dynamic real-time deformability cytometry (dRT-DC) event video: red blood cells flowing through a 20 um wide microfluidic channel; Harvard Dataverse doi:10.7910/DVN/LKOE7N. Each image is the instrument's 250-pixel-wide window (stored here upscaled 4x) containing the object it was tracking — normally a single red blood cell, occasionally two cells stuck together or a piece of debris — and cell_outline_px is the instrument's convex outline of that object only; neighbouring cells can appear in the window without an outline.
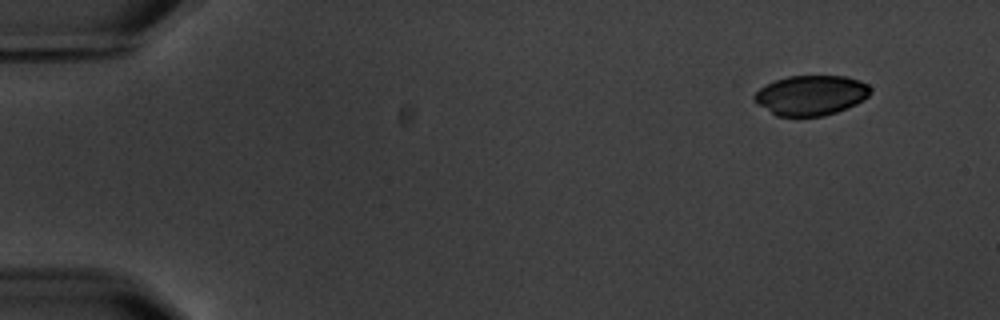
{"species": "common noctule bat (a hibernating species)", "species_latin": "Nyctalus noctula", "temperature_condition": "warm", "stored_images_in_passage": 5, "camera_frame_rate_fps": 3000, "um_per_image_px": 0.085, "animal": {"sex": "male", "body_mass_g": 20.1, "forearm_length_mm": 53.5}, "frame": {"image": 1, "passage_image": 1, "time_ms": 0.0, "image_size_px": [1000, 320], "cell_outline_px": [[872, 92], [864, 100], [856, 104], [836, 112], [824, 116], [776, 116], [756, 104], [752, 96], [760, 88], [776, 80], [788, 76], [848, 76], [860, 80], [868, 84], [872, 88]], "centroid_in_image_um": [68.95, 8.1], "position_along_channel_um": 16.0, "area_um2": 27.22}}
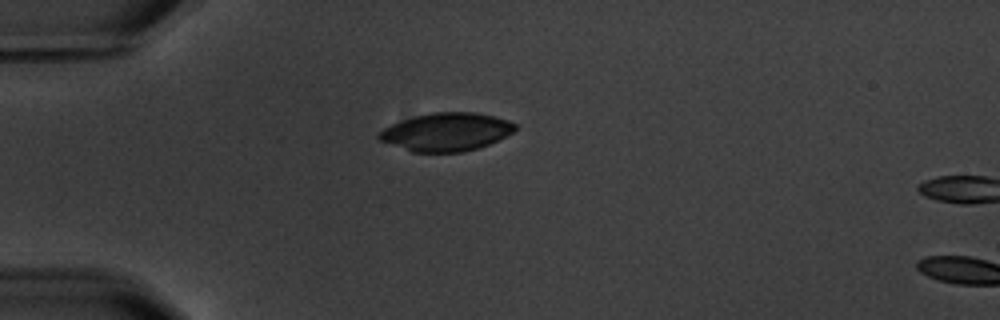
{"frame": {"image": 2, "passage_image": 4, "time_ms": 3.667, "image_size_px": [1000, 320], "cell_outline_px": [[516, 128], [512, 132], [488, 144], [476, 148], [460, 152], [412, 152], [380, 140], [376, 136], [384, 128], [392, 124], [416, 116], [432, 112], [476, 112], [508, 120], [516, 124]], "centroid_in_image_um": [37.93, 11.21], "position_along_channel_um": 47.1, "area_um2": 29.77}}